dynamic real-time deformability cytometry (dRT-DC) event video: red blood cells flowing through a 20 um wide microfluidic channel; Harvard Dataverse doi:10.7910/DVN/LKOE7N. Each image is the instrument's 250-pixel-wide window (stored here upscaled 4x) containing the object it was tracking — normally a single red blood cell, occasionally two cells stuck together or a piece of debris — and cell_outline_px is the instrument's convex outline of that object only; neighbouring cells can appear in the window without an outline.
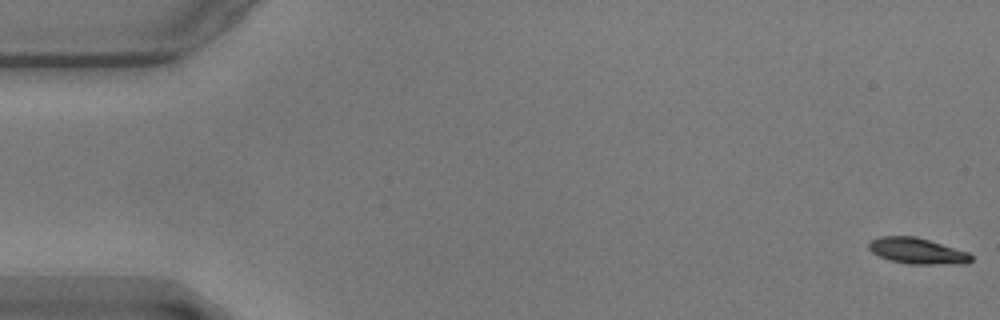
{"species": "common noctule bat (a hibernating species)", "species_latin": "Nyctalus noctula", "temperature_condition": "warm", "stored_images_in_passage": 58, "segment_of_instrument_passage": [1, 2], "camera_frame_rate_fps": 3000, "um_per_image_px": 0.085, "animal": {"sex": "male", "body_mass_g": 17.9}, "frame": {"image": 1, "passage_image": 1, "time_ms": 0.0, "image_size_px": [1000, 320], "cell_outline_px": [[972, 260], [968, 264], [908, 264], [888, 260], [872, 252], [868, 248], [868, 244], [872, 240], [880, 236], [916, 236], [968, 252], [972, 256]], "centroid_in_image_um": [77.97, 21.34], "position_along_channel_um": 7.0, "area_um2": 15.55}}
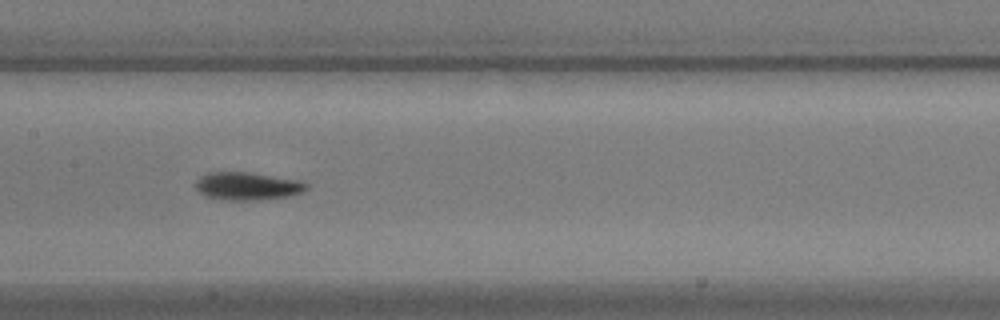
{"frame": {"image": 2, "passage_image": 28, "time_ms": 9.0, "image_size_px": [1000, 320], "cell_outline_px": [[308, 188], [292, 196], [260, 200], [232, 200], [204, 196], [196, 188], [196, 180], [200, 176], [208, 172], [248, 172], [304, 180], [308, 184]], "centroid_in_image_um": [21.08, 15.81], "position_along_channel_um": 186.3, "area_um2": 18.21}}
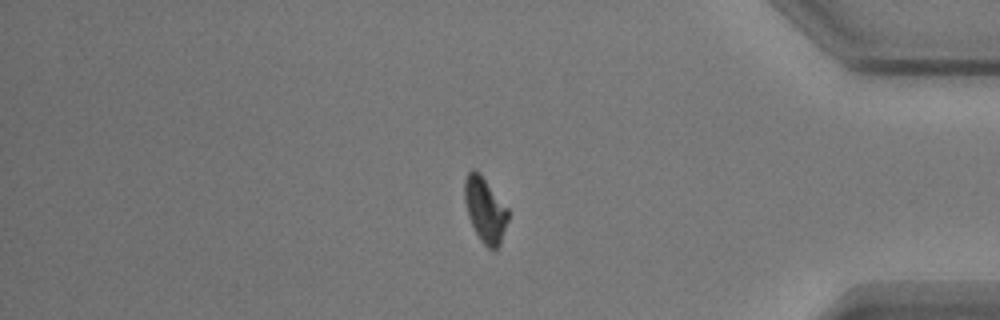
{"frame": {"image": 3, "passage_image": 48, "time_ms": 15.667, "image_size_px": [1000, 320], "cell_outline_px": [[508, 220], [500, 244], [496, 248], [488, 248], [480, 240], [468, 216], [464, 200], [464, 180], [468, 172], [472, 168], [476, 168], [480, 172], [508, 208]], "centroid_in_image_um": [41.22, 17.78], "position_along_channel_um": 394.0, "area_um2": 16.53}}